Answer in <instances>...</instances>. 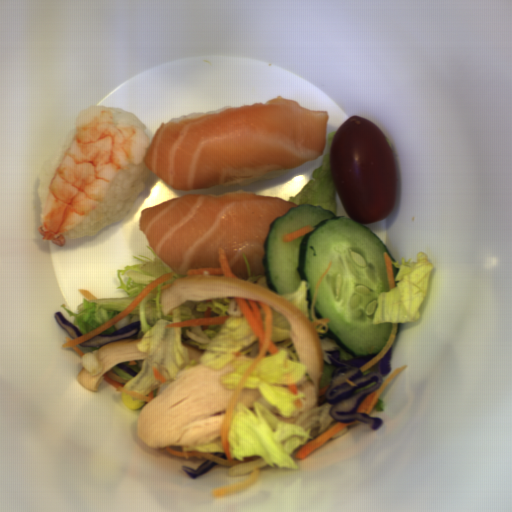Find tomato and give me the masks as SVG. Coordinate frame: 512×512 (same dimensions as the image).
Listing matches in <instances>:
<instances>
[{"mask_svg":"<svg viewBox=\"0 0 512 512\" xmlns=\"http://www.w3.org/2000/svg\"><path fill=\"white\" fill-rule=\"evenodd\" d=\"M331 176L350 219L374 224L396 206L397 174L390 144L369 119L352 115L336 130L329 147Z\"/></svg>","mask_w":512,"mask_h":512,"instance_id":"obj_1","label":"tomato"}]
</instances>
